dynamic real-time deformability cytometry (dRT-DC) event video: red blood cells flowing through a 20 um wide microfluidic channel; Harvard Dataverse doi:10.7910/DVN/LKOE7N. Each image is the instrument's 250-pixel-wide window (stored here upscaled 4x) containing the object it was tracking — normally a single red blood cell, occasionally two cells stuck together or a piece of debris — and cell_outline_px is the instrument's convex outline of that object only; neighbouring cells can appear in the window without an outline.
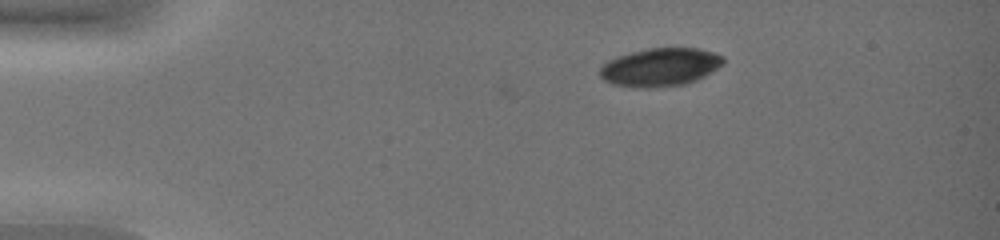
{"species": "common noctule bat (a hibernating species)", "species_latin": "Nyctalus noctula", "temperature_condition": "warm", "stored_images_in_passage": 5, "camera_frame_rate_fps": 3000, "um_per_image_px": 0.085, "animal": {"sex": "female", "body_mass_g": 19.0, "forearm_length_mm": 51.5}, "frame": {"image": 1, "passage_image": 5, "time_ms": 1.333, "image_size_px": [1000, 240], "cell_outline_px": [[724, 64], [704, 76], [696, 80], [684, 84], [656, 88], [636, 88], [612, 84], [604, 80], [600, 76], [600, 68], [608, 60], [616, 56], [648, 48], [700, 48], [724, 56]], "centroid_in_image_um": [56.11, 5.71], "position_along_channel_um": 28.9, "area_um2": 27.63}}